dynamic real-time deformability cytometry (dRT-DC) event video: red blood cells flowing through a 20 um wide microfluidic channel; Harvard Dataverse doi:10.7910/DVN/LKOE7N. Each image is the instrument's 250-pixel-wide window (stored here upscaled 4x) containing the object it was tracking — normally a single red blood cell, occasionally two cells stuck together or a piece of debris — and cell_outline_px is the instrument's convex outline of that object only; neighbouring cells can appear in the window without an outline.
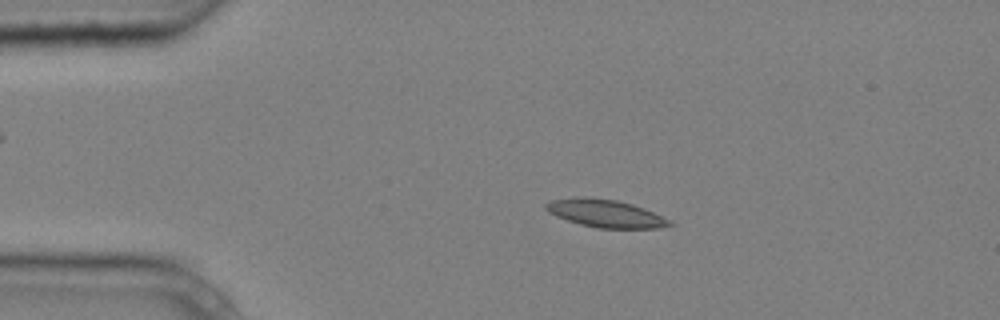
{"species": "common noctule bat (a hibernating species)", "species_latin": "Nyctalus noctula", "temperature_condition": "cold", "stored_images_in_passage": 6, "camera_frame_rate_fps": 3000, "um_per_image_px": 0.085, "animal": {"sex": "male", "body_mass_g": 20.4}, "frame": {"image": 1, "passage_image": 3, "time_ms": 0.667, "image_size_px": [1000, 320], "cell_outline_px": [[676, 224], [660, 228], [596, 228], [580, 224], [556, 216], [548, 212], [544, 208], [544, 204], [548, 200], [584, 196], [616, 200], [632, 204], [644, 208], [672, 220]], "centroid_in_image_um": [51.47, 18.14], "position_along_channel_um": 33.5, "area_um2": 20.23}}
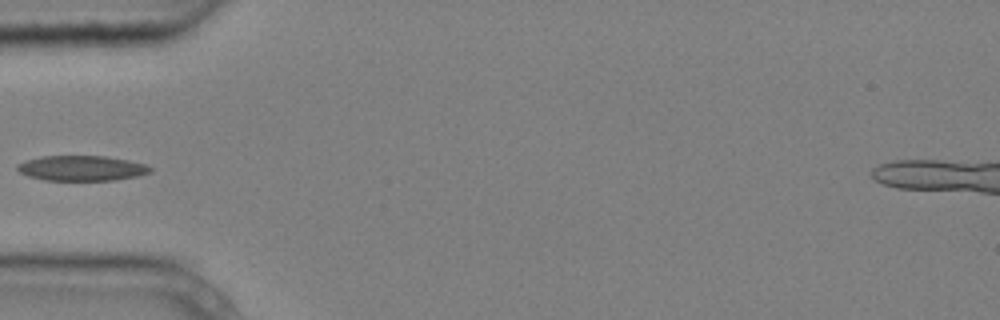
{"frame": {"image": 2, "passage_image": 5, "time_ms": 1.333, "image_size_px": [1000, 320], "cell_outline_px": [[152, 172], [136, 176], [116, 180], [44, 180], [28, 176], [20, 172], [16, 168], [16, 164], [24, 160], [40, 156], [104, 156], [128, 160], [144, 164], [152, 168]], "centroid_in_image_um": [6.9, 14.29], "position_along_channel_um": 78.1, "area_um2": 19.54}}
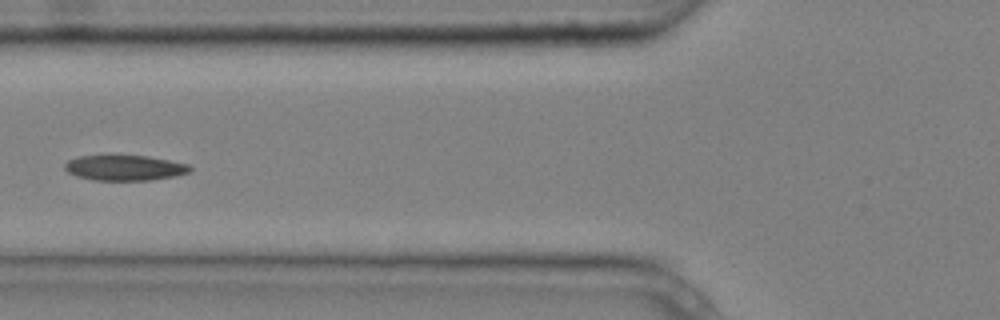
{"frame": {"image": 3, "passage_image": 6, "time_ms": 1.667, "image_size_px": [1000, 320], "cell_outline_px": [[192, 172], [176, 176], [152, 180], [92, 180], [76, 176], [68, 172], [64, 168], [64, 164], [68, 160], [80, 156], [108, 152], [148, 156], [188, 164], [192, 168]], "centroid_in_image_um": [10.57, 14.22], "position_along_channel_um": 115.2, "area_um2": 19.48}}